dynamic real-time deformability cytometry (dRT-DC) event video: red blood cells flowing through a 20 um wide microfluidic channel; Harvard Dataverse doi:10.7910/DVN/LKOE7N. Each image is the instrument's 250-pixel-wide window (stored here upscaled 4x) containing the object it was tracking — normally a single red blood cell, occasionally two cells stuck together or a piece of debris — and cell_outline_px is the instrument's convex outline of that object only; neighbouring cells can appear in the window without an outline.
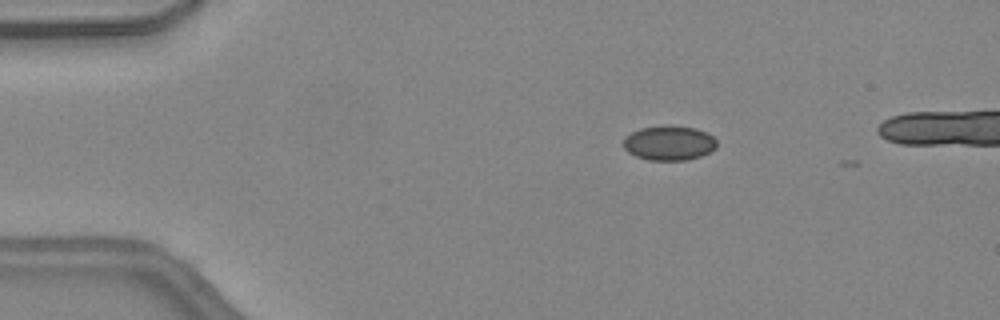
{"species": "common noctule bat (a hibernating species)", "species_latin": "Nyctalus noctula", "temperature_condition": "warm", "stored_images_in_passage": 7, "camera_frame_rate_fps": 3000, "um_per_image_px": 0.085, "animal": {"sex": "female", "body_mass_g": 24.6, "forearm_length_mm": 56.2}, "frame": {"image": 1, "passage_image": 1, "time_ms": 0.0, "image_size_px": [1000, 320], "cell_outline_px": [[716, 148], [700, 156], [688, 160], [648, 160], [636, 156], [628, 152], [624, 148], [624, 136], [640, 128], [664, 124], [696, 128], [712, 136], [716, 140]], "centroid_in_image_um": [56.85, 12.14], "position_along_channel_um": 28.2, "area_um2": 18.96}}